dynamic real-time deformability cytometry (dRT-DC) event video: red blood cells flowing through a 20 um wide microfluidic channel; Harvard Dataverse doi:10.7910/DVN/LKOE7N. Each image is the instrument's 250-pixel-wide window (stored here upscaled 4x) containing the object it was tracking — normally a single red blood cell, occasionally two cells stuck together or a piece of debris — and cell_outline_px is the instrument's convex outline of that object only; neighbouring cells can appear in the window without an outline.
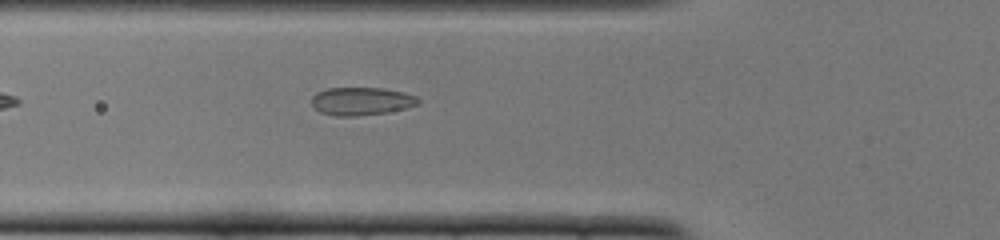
{"species": "common noctule bat (a hibernating species)", "species_latin": "Nyctalus noctula", "temperature_condition": "cold", "stored_images_in_passage": 36, "camera_frame_rate_fps": 3000, "um_per_image_px": 0.085, "animal": {"sex": "female", "body_mass_g": 22.0, "forearm_length_mm": 56.7}, "frame": {"image": 1, "passage_image": 4, "time_ms": 1.0, "image_size_px": [1000, 240], "cell_outline_px": [[420, 104], [388, 112], [356, 116], [336, 116], [320, 112], [312, 104], [312, 96], [316, 92], [328, 88], [384, 88], [404, 92], [416, 96], [420, 100]], "centroid_in_image_um": [30.73, 8.6], "position_along_channel_um": 95.1, "area_um2": 17.4}}
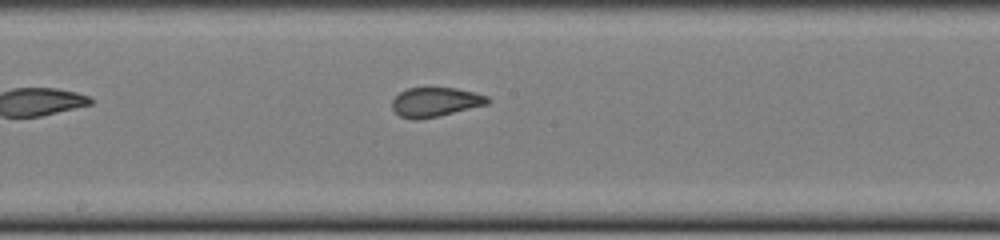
{"frame": {"image": 2, "passage_image": 13, "time_ms": 4.0, "image_size_px": [1000, 240], "cell_outline_px": [[492, 100], [488, 104], [420, 120], [412, 120], [400, 116], [392, 108], [392, 100], [400, 92], [408, 88], [456, 88], [488, 96]], "centroid_in_image_um": [37.0, 8.68], "position_along_channel_um": 211.2, "area_um2": 16.24}}
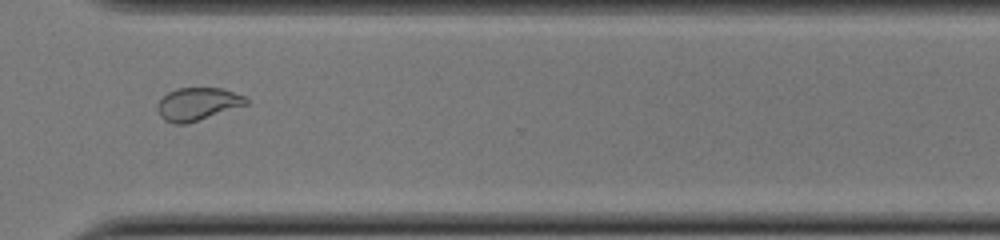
{"frame": {"image": 3, "passage_image": 24, "time_ms": 7.667, "image_size_px": [1000, 240], "cell_outline_px": [[248, 104], [188, 124], [176, 124], [164, 120], [160, 116], [156, 108], [156, 104], [168, 92], [176, 88], [220, 88], [244, 96], [248, 100]], "centroid_in_image_um": [16.76, 8.85], "position_along_channel_um": 353.8, "area_um2": 16.94}}